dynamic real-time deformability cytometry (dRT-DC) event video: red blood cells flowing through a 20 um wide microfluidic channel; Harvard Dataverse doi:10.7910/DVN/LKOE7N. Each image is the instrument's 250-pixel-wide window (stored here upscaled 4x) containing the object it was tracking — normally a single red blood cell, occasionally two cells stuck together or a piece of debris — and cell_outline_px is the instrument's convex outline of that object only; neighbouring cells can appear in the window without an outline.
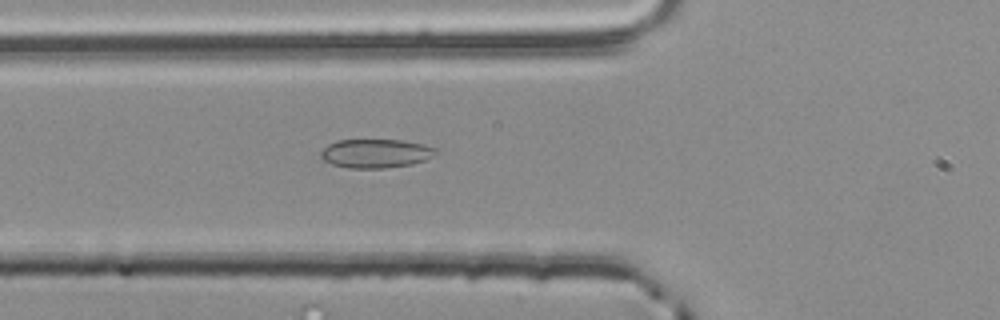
{"species": "common noctule bat (a hibernating species)", "species_latin": "Nyctalus noctula", "temperature_condition": "room temperature", "stored_images_in_passage": 22, "camera_frame_rate_fps": 3000, "um_per_image_px": 0.085, "animal": {"sex": "male", "body_mass_g": 20.4}, "frame": {"image": 1, "passage_image": 4, "time_ms": 1.0, "image_size_px": [1000, 320], "cell_outline_px": [[440, 152], [428, 160], [412, 164], [384, 168], [348, 168], [332, 164], [320, 160], [320, 152], [328, 144], [336, 140], [404, 140], [424, 144], [436, 148]], "centroid_in_image_um": [31.96, 13.04], "position_along_channel_um": 93.8, "area_um2": 19.71}}